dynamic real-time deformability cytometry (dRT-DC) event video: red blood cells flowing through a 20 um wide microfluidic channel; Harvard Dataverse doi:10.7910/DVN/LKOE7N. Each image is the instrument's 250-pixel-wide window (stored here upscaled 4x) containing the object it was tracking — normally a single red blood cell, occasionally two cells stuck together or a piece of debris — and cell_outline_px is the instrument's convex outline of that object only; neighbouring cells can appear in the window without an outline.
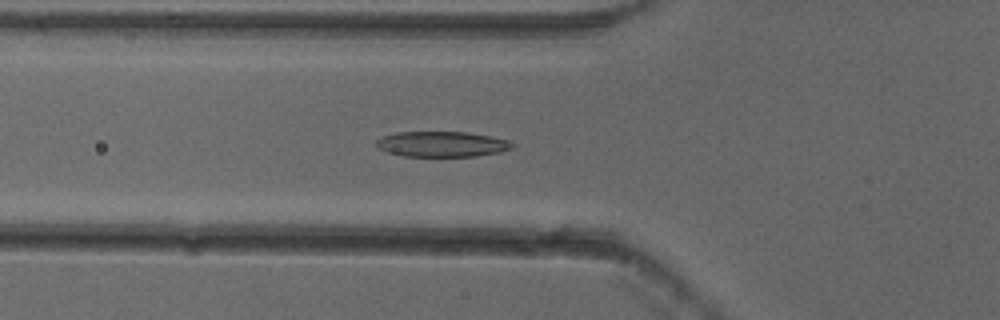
{"species": "common noctule bat (a hibernating species)", "species_latin": "Nyctalus noctula", "temperature_condition": "cold", "stored_images_in_passage": 53, "camera_frame_rate_fps": 3000, "um_per_image_px": 0.085, "animal": {"sex": "female"}, "frame": {"image": 1, "passage_image": 19, "time_ms": 6.0, "image_size_px": [1000, 320], "cell_outline_px": [[516, 144], [512, 148], [500, 152], [476, 156], [404, 156], [388, 152], [380, 148], [376, 144], [376, 140], [384, 136], [396, 132], [468, 132], [512, 140]], "centroid_in_image_um": [37.63, 12.24], "position_along_channel_um": 88.2, "area_um2": 20.17}}
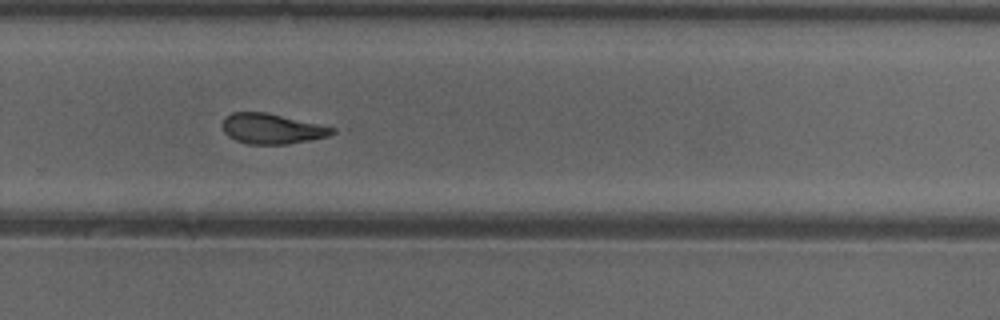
{"frame": {"image": 2, "passage_image": 36, "time_ms": 11.667, "image_size_px": [1000, 320], "cell_outline_px": [[336, 132], [328, 136], [288, 144], [248, 144], [236, 140], [228, 136], [224, 132], [220, 124], [224, 116], [232, 112], [268, 112], [336, 128]], "centroid_in_image_um": [23.06, 10.93], "position_along_channel_um": 306.7, "area_um2": 19.54}}
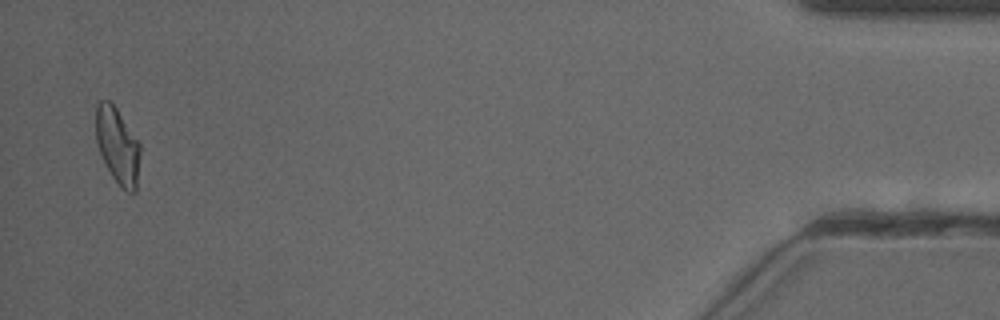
{"frame": {"image": 3, "passage_image": 52, "time_ms": 17.0, "image_size_px": [1000, 320], "cell_outline_px": [[140, 152], [136, 192], [128, 192], [112, 176], [104, 164], [96, 144], [96, 104], [100, 100], [108, 100], [116, 108], [140, 144]], "centroid_in_image_um": [9.97, 12.38], "position_along_channel_um": 425.2, "area_um2": 19.48}, "authors_computed_cell_mechanics": {"area_um2": 20.4034, "velocity_mm_per_s": 3.8491, "shape_relaxation_time_tau1_ms": 7.7281, "shape_relaxation_time_tau2_ms": 3.1649, "deformation_change_tau1": 0.1863, "deformation_change_tau2": 0.1011}}